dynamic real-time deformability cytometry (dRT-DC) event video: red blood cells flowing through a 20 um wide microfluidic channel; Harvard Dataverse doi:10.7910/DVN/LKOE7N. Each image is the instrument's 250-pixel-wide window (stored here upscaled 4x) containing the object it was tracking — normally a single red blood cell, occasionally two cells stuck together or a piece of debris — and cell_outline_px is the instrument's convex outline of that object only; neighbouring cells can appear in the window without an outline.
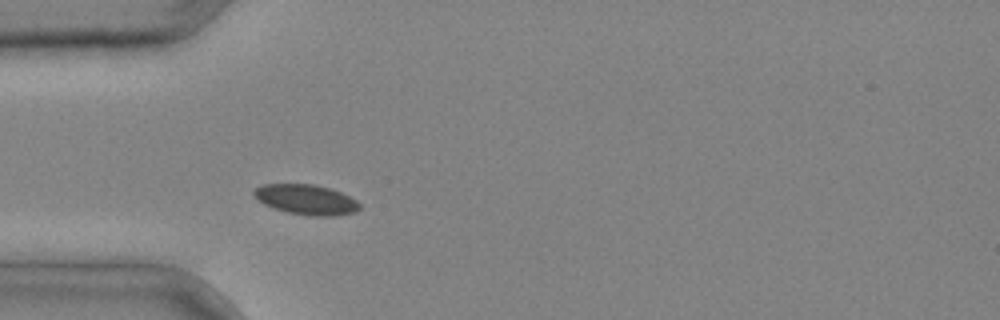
{"species": "common noctule bat (a hibernating species)", "species_latin": "Nyctalus noctula", "temperature_condition": "cold", "stored_images_in_passage": 2, "camera_frame_rate_fps": 3000, "um_per_image_px": 0.085, "animal": {"sex": "male", "body_mass_g": 20.4}, "frame": {"image": 1, "passage_image": 2, "time_ms": 0.333, "image_size_px": [1000, 320], "cell_outline_px": [[360, 208], [356, 212], [336, 216], [312, 216], [288, 212], [264, 204], [256, 200], [252, 196], [252, 192], [260, 184], [316, 184], [332, 188], [356, 200], [360, 204]], "centroid_in_image_um": [26.01, 16.95], "position_along_channel_um": 59.0, "area_um2": 18.73}}